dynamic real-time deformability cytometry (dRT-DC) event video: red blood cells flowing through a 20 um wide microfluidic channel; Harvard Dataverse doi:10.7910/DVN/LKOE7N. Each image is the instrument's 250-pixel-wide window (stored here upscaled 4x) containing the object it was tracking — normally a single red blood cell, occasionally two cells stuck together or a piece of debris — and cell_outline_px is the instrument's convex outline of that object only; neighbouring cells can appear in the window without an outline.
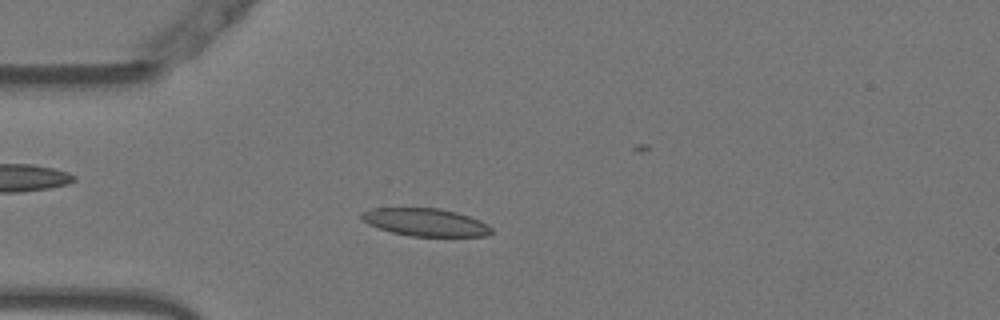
{"species": "Egyptian fruit bat (a non-hibernating species)", "species_latin": "Rousettus aegyptiacus", "temperature_condition": "warm", "stored_images_in_passage": 36, "camera_frame_rate_fps": 3000, "um_per_image_px": 0.085, "animal": {"sex": "female"}, "frame": {"image": 1, "passage_image": 14, "time_ms": 4.333, "image_size_px": [1000, 320], "cell_outline_px": [[492, 232], [488, 236], [412, 236], [392, 232], [368, 224], [360, 220], [360, 212], [372, 208], [440, 208], [456, 212], [480, 220], [488, 224], [492, 228]], "centroid_in_image_um": [36.15, 18.88], "position_along_channel_um": 48.9, "area_um2": 21.04}}
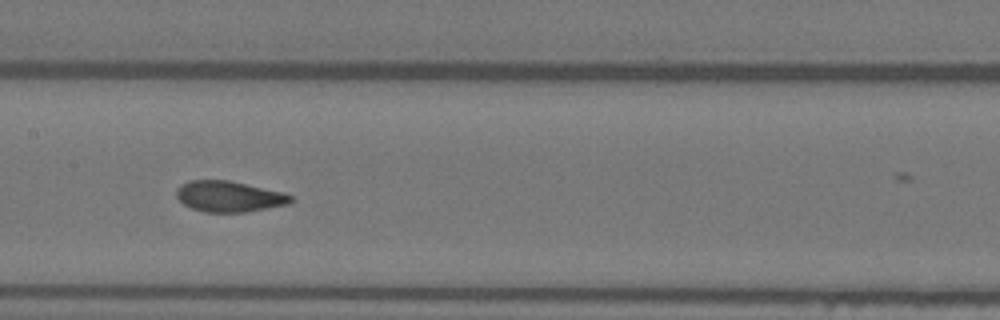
{"frame": {"image": 2, "passage_image": 26, "time_ms": 8.333, "image_size_px": [1000, 320], "cell_outline_px": [[292, 200], [288, 204], [244, 212], [204, 212], [192, 208], [184, 204], [176, 196], [176, 188], [180, 184], [188, 180], [228, 180], [284, 192], [292, 196]], "centroid_in_image_um": [19.43, 16.69], "position_along_channel_um": 188.0, "area_um2": 20.52}}
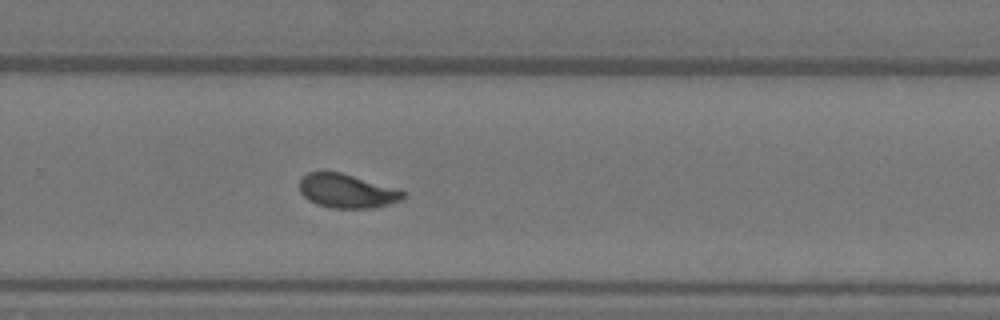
{"frame": {"image": 3, "passage_image": 35, "time_ms": 11.333, "image_size_px": [1000, 320], "cell_outline_px": [[408, 192], [400, 200], [388, 204], [372, 208], [332, 208], [316, 204], [308, 200], [300, 192], [300, 176], [308, 172], [340, 172]], "centroid_in_image_um": [29.45, 16.24], "position_along_channel_um": 300.4, "area_um2": 20.35}}